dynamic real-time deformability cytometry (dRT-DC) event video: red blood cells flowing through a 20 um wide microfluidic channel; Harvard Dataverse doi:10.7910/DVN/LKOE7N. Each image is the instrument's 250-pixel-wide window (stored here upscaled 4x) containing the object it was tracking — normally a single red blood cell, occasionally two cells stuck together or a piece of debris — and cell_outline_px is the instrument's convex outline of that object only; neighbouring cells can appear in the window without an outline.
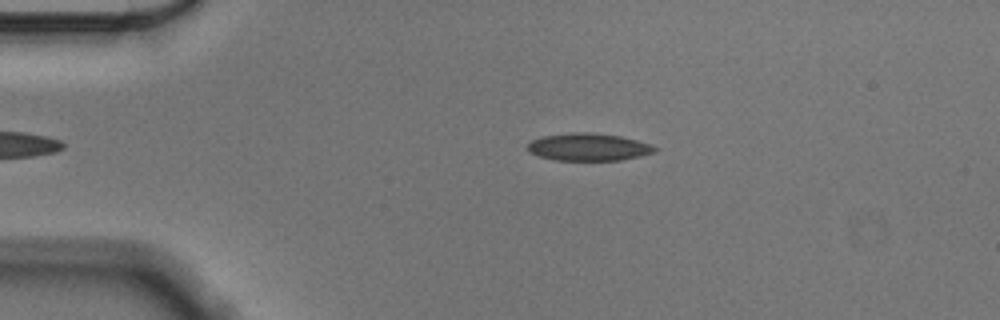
{"species": "Egyptian fruit bat (a non-hibernating species)", "species_latin": "Rousettus aegyptiacus", "temperature_condition": "cold", "stored_images_in_passage": 40, "camera_frame_rate_fps": 3000, "um_per_image_px": 0.085, "animal": {"sex": "male"}, "frame": {"image": 1, "passage_image": 2, "time_ms": 0.333, "image_size_px": [1000, 320], "cell_outline_px": [[660, 148], [656, 152], [640, 156], [620, 160], [556, 160], [540, 156], [528, 152], [528, 144], [532, 140], [544, 136], [572, 132], [592, 132], [620, 136], [652, 144]], "centroid_in_image_um": [50.07, 12.49], "position_along_channel_um": 34.9, "area_um2": 20.4}}
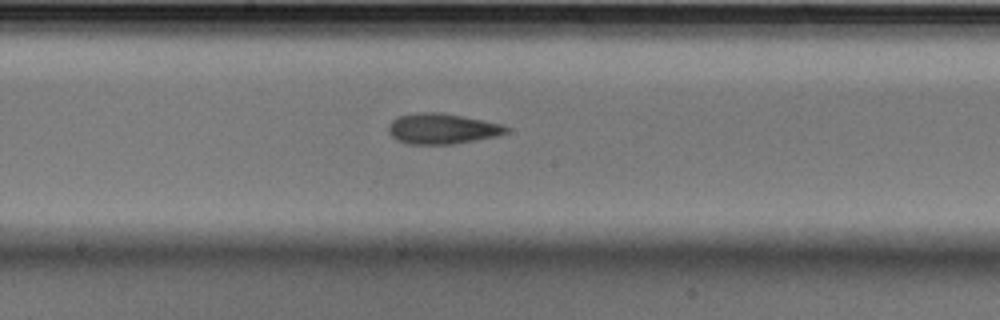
{"frame": {"image": 2, "passage_image": 20, "time_ms": 6.333, "image_size_px": [1000, 320], "cell_outline_px": [[512, 128], [508, 132], [496, 136], [456, 144], [408, 144], [396, 140], [388, 132], [388, 128], [392, 120], [400, 116], [416, 112], [440, 112], [464, 116], [504, 124]], "centroid_in_image_um": [37.62, 10.94], "position_along_channel_um": 210.6, "area_um2": 21.21}}
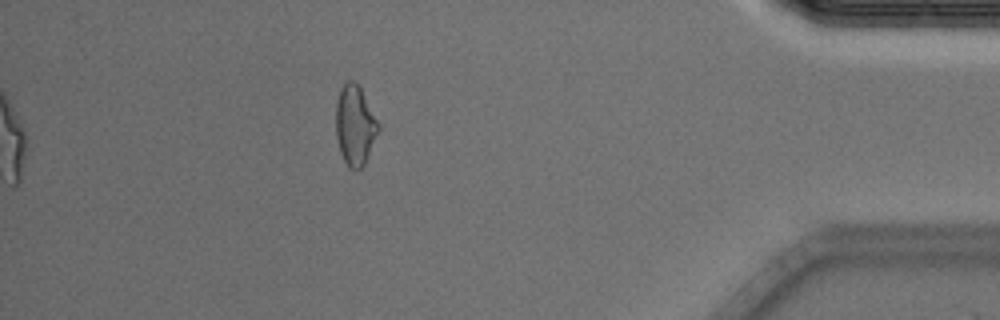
{"frame": {"image": 3, "passage_image": 40, "time_ms": 13.0, "image_size_px": [1000, 320], "cell_outline_px": [[380, 128], [364, 164], [356, 172], [348, 168], [340, 152], [336, 136], [336, 104], [340, 88], [348, 80], [352, 80], [360, 88], [380, 124]], "centroid_in_image_um": [30.16, 10.68], "position_along_channel_um": 405.0, "area_um2": 19.71}, "authors_computed_cell_mechanics": {"area_um2": 20.4034, "velocity_mm_per_s": 3.5691, "shape_relaxation_time_tau1_ms": null, "shape_relaxation_time_tau2_ms": 7.9955, "deformation_change_tau1": null, "deformation_change_tau2": 0.1644}}